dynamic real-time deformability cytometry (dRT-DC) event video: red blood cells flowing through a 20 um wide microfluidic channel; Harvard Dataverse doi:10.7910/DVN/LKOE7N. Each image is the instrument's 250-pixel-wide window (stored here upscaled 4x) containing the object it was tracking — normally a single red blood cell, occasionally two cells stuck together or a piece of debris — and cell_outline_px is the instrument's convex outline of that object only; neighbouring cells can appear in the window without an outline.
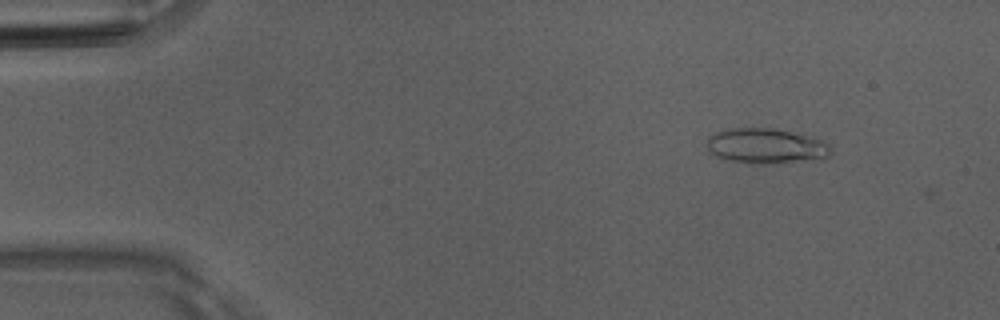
{"species": "Egyptian fruit bat (a non-hibernating species)", "species_latin": "Rousettus aegyptiacus", "temperature_condition": "room temperature", "stored_images_in_passage": 2, "camera_frame_rate_fps": 3000, "um_per_image_px": 0.085, "animal": {"sex": "male"}, "frame": {"image": 1, "passage_image": 1, "time_ms": 0.0, "image_size_px": [1000, 320], "cell_outline_px": [[832, 148], [828, 156], [824, 160], [768, 164], [752, 164], [728, 160], [712, 156], [708, 152], [708, 136], [716, 132], [732, 128], [772, 128], [816, 136], [824, 140]], "centroid_in_image_um": [65.17, 12.43], "position_along_channel_um": 19.8, "area_um2": 26.24}}